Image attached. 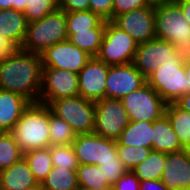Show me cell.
Masks as SVG:
<instances>
[{"mask_svg":"<svg viewBox=\"0 0 190 190\" xmlns=\"http://www.w3.org/2000/svg\"><path fill=\"white\" fill-rule=\"evenodd\" d=\"M42 67L39 53L15 48L0 61V89L20 94L31 103L39 102Z\"/></svg>","mask_w":190,"mask_h":190,"instance_id":"cell-1","label":"cell"},{"mask_svg":"<svg viewBox=\"0 0 190 190\" xmlns=\"http://www.w3.org/2000/svg\"><path fill=\"white\" fill-rule=\"evenodd\" d=\"M156 38L175 45L183 63L190 61V24L175 2L155 6Z\"/></svg>","mask_w":190,"mask_h":190,"instance_id":"cell-2","label":"cell"},{"mask_svg":"<svg viewBox=\"0 0 190 190\" xmlns=\"http://www.w3.org/2000/svg\"><path fill=\"white\" fill-rule=\"evenodd\" d=\"M11 133L23 153L50 147L49 105L31 103Z\"/></svg>","mask_w":190,"mask_h":190,"instance_id":"cell-3","label":"cell"},{"mask_svg":"<svg viewBox=\"0 0 190 190\" xmlns=\"http://www.w3.org/2000/svg\"><path fill=\"white\" fill-rule=\"evenodd\" d=\"M68 40L66 12L62 9L28 23L22 50L41 54L46 48Z\"/></svg>","mask_w":190,"mask_h":190,"instance_id":"cell-4","label":"cell"},{"mask_svg":"<svg viewBox=\"0 0 190 190\" xmlns=\"http://www.w3.org/2000/svg\"><path fill=\"white\" fill-rule=\"evenodd\" d=\"M52 112L66 121L76 134L93 133L95 128V102L77 95L54 100Z\"/></svg>","mask_w":190,"mask_h":190,"instance_id":"cell-5","label":"cell"},{"mask_svg":"<svg viewBox=\"0 0 190 190\" xmlns=\"http://www.w3.org/2000/svg\"><path fill=\"white\" fill-rule=\"evenodd\" d=\"M138 45L127 32L107 21L96 57L108 65L133 63Z\"/></svg>","mask_w":190,"mask_h":190,"instance_id":"cell-6","label":"cell"},{"mask_svg":"<svg viewBox=\"0 0 190 190\" xmlns=\"http://www.w3.org/2000/svg\"><path fill=\"white\" fill-rule=\"evenodd\" d=\"M147 83L168 103H175L188 93V78L183 62H167L160 65L147 78Z\"/></svg>","mask_w":190,"mask_h":190,"instance_id":"cell-7","label":"cell"},{"mask_svg":"<svg viewBox=\"0 0 190 190\" xmlns=\"http://www.w3.org/2000/svg\"><path fill=\"white\" fill-rule=\"evenodd\" d=\"M121 101L130 121L154 122L165 114L167 105L148 83L132 91Z\"/></svg>","mask_w":190,"mask_h":190,"instance_id":"cell-8","label":"cell"},{"mask_svg":"<svg viewBox=\"0 0 190 190\" xmlns=\"http://www.w3.org/2000/svg\"><path fill=\"white\" fill-rule=\"evenodd\" d=\"M129 123L121 100L103 98L95 102L94 133L116 141Z\"/></svg>","mask_w":190,"mask_h":190,"instance_id":"cell-9","label":"cell"},{"mask_svg":"<svg viewBox=\"0 0 190 190\" xmlns=\"http://www.w3.org/2000/svg\"><path fill=\"white\" fill-rule=\"evenodd\" d=\"M167 62H182L177 54L175 45L168 41L154 38L138 45L133 64L147 79L160 65Z\"/></svg>","mask_w":190,"mask_h":190,"instance_id":"cell-10","label":"cell"},{"mask_svg":"<svg viewBox=\"0 0 190 190\" xmlns=\"http://www.w3.org/2000/svg\"><path fill=\"white\" fill-rule=\"evenodd\" d=\"M79 95L78 74L58 68L42 67L39 102L50 105L54 100Z\"/></svg>","mask_w":190,"mask_h":190,"instance_id":"cell-11","label":"cell"},{"mask_svg":"<svg viewBox=\"0 0 190 190\" xmlns=\"http://www.w3.org/2000/svg\"><path fill=\"white\" fill-rule=\"evenodd\" d=\"M79 164L100 165L118 157L116 141L96 133L77 134L72 142Z\"/></svg>","mask_w":190,"mask_h":190,"instance_id":"cell-12","label":"cell"},{"mask_svg":"<svg viewBox=\"0 0 190 190\" xmlns=\"http://www.w3.org/2000/svg\"><path fill=\"white\" fill-rule=\"evenodd\" d=\"M111 22L138 44L156 38L155 6L149 5L114 17Z\"/></svg>","mask_w":190,"mask_h":190,"instance_id":"cell-13","label":"cell"},{"mask_svg":"<svg viewBox=\"0 0 190 190\" xmlns=\"http://www.w3.org/2000/svg\"><path fill=\"white\" fill-rule=\"evenodd\" d=\"M146 83L147 79L133 63L109 65L104 98L122 100Z\"/></svg>","mask_w":190,"mask_h":190,"instance_id":"cell-14","label":"cell"},{"mask_svg":"<svg viewBox=\"0 0 190 190\" xmlns=\"http://www.w3.org/2000/svg\"><path fill=\"white\" fill-rule=\"evenodd\" d=\"M42 66L68 70L78 74L91 58L70 41L65 40L46 48L41 54Z\"/></svg>","mask_w":190,"mask_h":190,"instance_id":"cell-15","label":"cell"},{"mask_svg":"<svg viewBox=\"0 0 190 190\" xmlns=\"http://www.w3.org/2000/svg\"><path fill=\"white\" fill-rule=\"evenodd\" d=\"M109 65L91 57L78 73L79 96L90 101L104 98Z\"/></svg>","mask_w":190,"mask_h":190,"instance_id":"cell-16","label":"cell"},{"mask_svg":"<svg viewBox=\"0 0 190 190\" xmlns=\"http://www.w3.org/2000/svg\"><path fill=\"white\" fill-rule=\"evenodd\" d=\"M162 183L169 190L190 189V151L165 153Z\"/></svg>","mask_w":190,"mask_h":190,"instance_id":"cell-17","label":"cell"},{"mask_svg":"<svg viewBox=\"0 0 190 190\" xmlns=\"http://www.w3.org/2000/svg\"><path fill=\"white\" fill-rule=\"evenodd\" d=\"M30 104L22 95L0 89V132H11Z\"/></svg>","mask_w":190,"mask_h":190,"instance_id":"cell-18","label":"cell"},{"mask_svg":"<svg viewBox=\"0 0 190 190\" xmlns=\"http://www.w3.org/2000/svg\"><path fill=\"white\" fill-rule=\"evenodd\" d=\"M27 28L28 21L24 12L14 9L0 10V36L14 48H21Z\"/></svg>","mask_w":190,"mask_h":190,"instance_id":"cell-19","label":"cell"},{"mask_svg":"<svg viewBox=\"0 0 190 190\" xmlns=\"http://www.w3.org/2000/svg\"><path fill=\"white\" fill-rule=\"evenodd\" d=\"M37 183L24 157L0 172V190H26Z\"/></svg>","mask_w":190,"mask_h":190,"instance_id":"cell-20","label":"cell"},{"mask_svg":"<svg viewBox=\"0 0 190 190\" xmlns=\"http://www.w3.org/2000/svg\"><path fill=\"white\" fill-rule=\"evenodd\" d=\"M184 149L165 114L153 122V151L171 153L179 152Z\"/></svg>","mask_w":190,"mask_h":190,"instance_id":"cell-21","label":"cell"},{"mask_svg":"<svg viewBox=\"0 0 190 190\" xmlns=\"http://www.w3.org/2000/svg\"><path fill=\"white\" fill-rule=\"evenodd\" d=\"M153 122L130 121L116 140V145L152 148Z\"/></svg>","mask_w":190,"mask_h":190,"instance_id":"cell-22","label":"cell"},{"mask_svg":"<svg viewBox=\"0 0 190 190\" xmlns=\"http://www.w3.org/2000/svg\"><path fill=\"white\" fill-rule=\"evenodd\" d=\"M106 20H103L96 28L78 33H67L68 41L85 51L89 56L96 57L102 43Z\"/></svg>","mask_w":190,"mask_h":190,"instance_id":"cell-23","label":"cell"},{"mask_svg":"<svg viewBox=\"0 0 190 190\" xmlns=\"http://www.w3.org/2000/svg\"><path fill=\"white\" fill-rule=\"evenodd\" d=\"M165 115L168 117L181 145L190 151V113L179 108L175 103H168Z\"/></svg>","mask_w":190,"mask_h":190,"instance_id":"cell-24","label":"cell"},{"mask_svg":"<svg viewBox=\"0 0 190 190\" xmlns=\"http://www.w3.org/2000/svg\"><path fill=\"white\" fill-rule=\"evenodd\" d=\"M42 184L46 190H77V170L53 166Z\"/></svg>","mask_w":190,"mask_h":190,"instance_id":"cell-25","label":"cell"},{"mask_svg":"<svg viewBox=\"0 0 190 190\" xmlns=\"http://www.w3.org/2000/svg\"><path fill=\"white\" fill-rule=\"evenodd\" d=\"M164 165L165 153L151 150L148 157L138 164L132 172L139 181L160 180L164 170Z\"/></svg>","mask_w":190,"mask_h":190,"instance_id":"cell-26","label":"cell"},{"mask_svg":"<svg viewBox=\"0 0 190 190\" xmlns=\"http://www.w3.org/2000/svg\"><path fill=\"white\" fill-rule=\"evenodd\" d=\"M23 157L29 165L38 183L46 178L53 167L50 147L30 150L23 153Z\"/></svg>","mask_w":190,"mask_h":190,"instance_id":"cell-27","label":"cell"},{"mask_svg":"<svg viewBox=\"0 0 190 190\" xmlns=\"http://www.w3.org/2000/svg\"><path fill=\"white\" fill-rule=\"evenodd\" d=\"M50 146L72 145L77 134L62 118L55 115L49 106Z\"/></svg>","mask_w":190,"mask_h":190,"instance_id":"cell-28","label":"cell"},{"mask_svg":"<svg viewBox=\"0 0 190 190\" xmlns=\"http://www.w3.org/2000/svg\"><path fill=\"white\" fill-rule=\"evenodd\" d=\"M103 19L91 10L66 12L67 33H78L96 28Z\"/></svg>","mask_w":190,"mask_h":190,"instance_id":"cell-29","label":"cell"},{"mask_svg":"<svg viewBox=\"0 0 190 190\" xmlns=\"http://www.w3.org/2000/svg\"><path fill=\"white\" fill-rule=\"evenodd\" d=\"M23 158V152L11 132H0V172Z\"/></svg>","mask_w":190,"mask_h":190,"instance_id":"cell-30","label":"cell"},{"mask_svg":"<svg viewBox=\"0 0 190 190\" xmlns=\"http://www.w3.org/2000/svg\"><path fill=\"white\" fill-rule=\"evenodd\" d=\"M78 185L86 188H101L112 186L104 177L98 165L79 164L77 168Z\"/></svg>","mask_w":190,"mask_h":190,"instance_id":"cell-31","label":"cell"},{"mask_svg":"<svg viewBox=\"0 0 190 190\" xmlns=\"http://www.w3.org/2000/svg\"><path fill=\"white\" fill-rule=\"evenodd\" d=\"M24 14L28 23L42 19L59 9V0H25Z\"/></svg>","mask_w":190,"mask_h":190,"instance_id":"cell-32","label":"cell"},{"mask_svg":"<svg viewBox=\"0 0 190 190\" xmlns=\"http://www.w3.org/2000/svg\"><path fill=\"white\" fill-rule=\"evenodd\" d=\"M118 157L122 160L125 168L132 171L138 164L144 161L152 148L116 145Z\"/></svg>","mask_w":190,"mask_h":190,"instance_id":"cell-33","label":"cell"},{"mask_svg":"<svg viewBox=\"0 0 190 190\" xmlns=\"http://www.w3.org/2000/svg\"><path fill=\"white\" fill-rule=\"evenodd\" d=\"M53 166L77 170L79 162L72 145L50 146Z\"/></svg>","mask_w":190,"mask_h":190,"instance_id":"cell-34","label":"cell"},{"mask_svg":"<svg viewBox=\"0 0 190 190\" xmlns=\"http://www.w3.org/2000/svg\"><path fill=\"white\" fill-rule=\"evenodd\" d=\"M98 167L110 185H113L128 171L119 157L114 160L103 161Z\"/></svg>","mask_w":190,"mask_h":190,"instance_id":"cell-35","label":"cell"},{"mask_svg":"<svg viewBox=\"0 0 190 190\" xmlns=\"http://www.w3.org/2000/svg\"><path fill=\"white\" fill-rule=\"evenodd\" d=\"M149 6L147 0H114L112 7V19L131 10Z\"/></svg>","mask_w":190,"mask_h":190,"instance_id":"cell-36","label":"cell"},{"mask_svg":"<svg viewBox=\"0 0 190 190\" xmlns=\"http://www.w3.org/2000/svg\"><path fill=\"white\" fill-rule=\"evenodd\" d=\"M114 0H89V10L99 15L103 20H112Z\"/></svg>","mask_w":190,"mask_h":190,"instance_id":"cell-37","label":"cell"},{"mask_svg":"<svg viewBox=\"0 0 190 190\" xmlns=\"http://www.w3.org/2000/svg\"><path fill=\"white\" fill-rule=\"evenodd\" d=\"M112 186L113 190H139L140 181L132 171H127Z\"/></svg>","mask_w":190,"mask_h":190,"instance_id":"cell-38","label":"cell"},{"mask_svg":"<svg viewBox=\"0 0 190 190\" xmlns=\"http://www.w3.org/2000/svg\"><path fill=\"white\" fill-rule=\"evenodd\" d=\"M59 8L65 12L89 10V0H59Z\"/></svg>","mask_w":190,"mask_h":190,"instance_id":"cell-39","label":"cell"},{"mask_svg":"<svg viewBox=\"0 0 190 190\" xmlns=\"http://www.w3.org/2000/svg\"><path fill=\"white\" fill-rule=\"evenodd\" d=\"M25 0H0V10L2 9H14L17 11H25Z\"/></svg>","mask_w":190,"mask_h":190,"instance_id":"cell-40","label":"cell"},{"mask_svg":"<svg viewBox=\"0 0 190 190\" xmlns=\"http://www.w3.org/2000/svg\"><path fill=\"white\" fill-rule=\"evenodd\" d=\"M139 190H169L160 180L140 181Z\"/></svg>","mask_w":190,"mask_h":190,"instance_id":"cell-41","label":"cell"},{"mask_svg":"<svg viewBox=\"0 0 190 190\" xmlns=\"http://www.w3.org/2000/svg\"><path fill=\"white\" fill-rule=\"evenodd\" d=\"M15 48L2 36H0V61Z\"/></svg>","mask_w":190,"mask_h":190,"instance_id":"cell-42","label":"cell"},{"mask_svg":"<svg viewBox=\"0 0 190 190\" xmlns=\"http://www.w3.org/2000/svg\"><path fill=\"white\" fill-rule=\"evenodd\" d=\"M181 8L184 18L190 24V0H174Z\"/></svg>","mask_w":190,"mask_h":190,"instance_id":"cell-43","label":"cell"},{"mask_svg":"<svg viewBox=\"0 0 190 190\" xmlns=\"http://www.w3.org/2000/svg\"><path fill=\"white\" fill-rule=\"evenodd\" d=\"M175 104L183 109L184 111H187L190 113V93H186L182 95L176 102Z\"/></svg>","mask_w":190,"mask_h":190,"instance_id":"cell-44","label":"cell"},{"mask_svg":"<svg viewBox=\"0 0 190 190\" xmlns=\"http://www.w3.org/2000/svg\"><path fill=\"white\" fill-rule=\"evenodd\" d=\"M174 0H147V3L152 6H157V5H163L166 3L173 2Z\"/></svg>","mask_w":190,"mask_h":190,"instance_id":"cell-45","label":"cell"},{"mask_svg":"<svg viewBox=\"0 0 190 190\" xmlns=\"http://www.w3.org/2000/svg\"><path fill=\"white\" fill-rule=\"evenodd\" d=\"M185 73L188 78V93H190V61L184 63Z\"/></svg>","mask_w":190,"mask_h":190,"instance_id":"cell-46","label":"cell"},{"mask_svg":"<svg viewBox=\"0 0 190 190\" xmlns=\"http://www.w3.org/2000/svg\"><path fill=\"white\" fill-rule=\"evenodd\" d=\"M77 190H113V186H104L101 188H86L79 186Z\"/></svg>","mask_w":190,"mask_h":190,"instance_id":"cell-47","label":"cell"},{"mask_svg":"<svg viewBox=\"0 0 190 190\" xmlns=\"http://www.w3.org/2000/svg\"><path fill=\"white\" fill-rule=\"evenodd\" d=\"M26 190H46L42 183H37L34 186L27 188Z\"/></svg>","mask_w":190,"mask_h":190,"instance_id":"cell-48","label":"cell"}]
</instances>
